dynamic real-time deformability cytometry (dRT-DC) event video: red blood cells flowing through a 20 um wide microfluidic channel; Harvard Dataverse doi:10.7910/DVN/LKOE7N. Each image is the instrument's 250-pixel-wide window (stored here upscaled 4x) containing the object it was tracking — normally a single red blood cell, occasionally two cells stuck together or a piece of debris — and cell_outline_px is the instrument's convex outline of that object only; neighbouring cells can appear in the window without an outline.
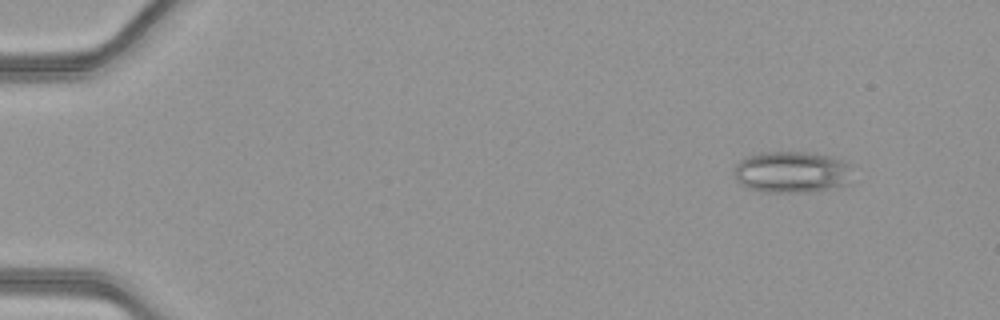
{"species": "common noctule bat (a hibernating species)", "species_latin": "Nyctalus noctula", "temperature_condition": "warm", "stored_images_in_passage": 51, "camera_frame_rate_fps": 3000, "um_per_image_px": 0.085, "animal": {"sex": "female", "body_mass_g": 21.9}, "frame": {"image": 1, "passage_image": 6, "time_ms": 1.667, "image_size_px": [1000, 320], "cell_outline_px": [[848, 184], [816, 192], [760, 192], [748, 188], [740, 184], [736, 180], [736, 164], [744, 156], [760, 152], [808, 152], [828, 156], [840, 160], [848, 164]], "centroid_in_image_um": [67.23, 14.63], "position_along_channel_um": 17.8, "area_um2": 28.55}}
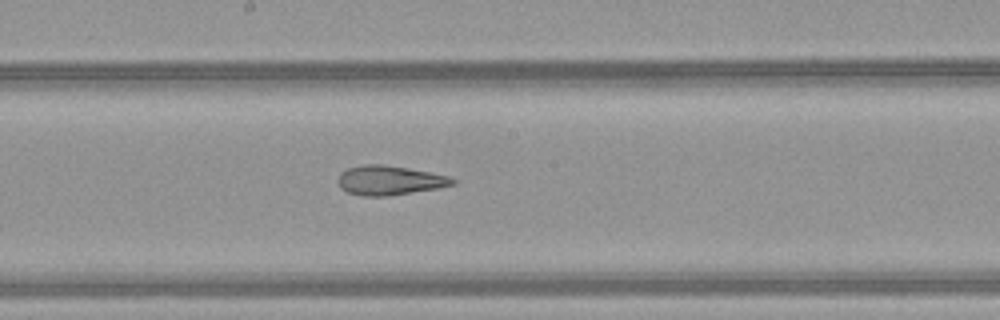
{"frame": {"image": 2, "passage_image": 29, "time_ms": 9.333, "image_size_px": [1000, 320], "cell_outline_px": [[460, 180], [456, 184], [440, 188], [388, 196], [364, 196], [348, 192], [340, 188], [336, 180], [340, 172], [348, 168], [364, 164], [384, 164], [408, 168], [448, 176]], "centroid_in_image_um": [33.12, 15.33], "position_along_channel_um": 215.1, "area_um2": 19.88}}
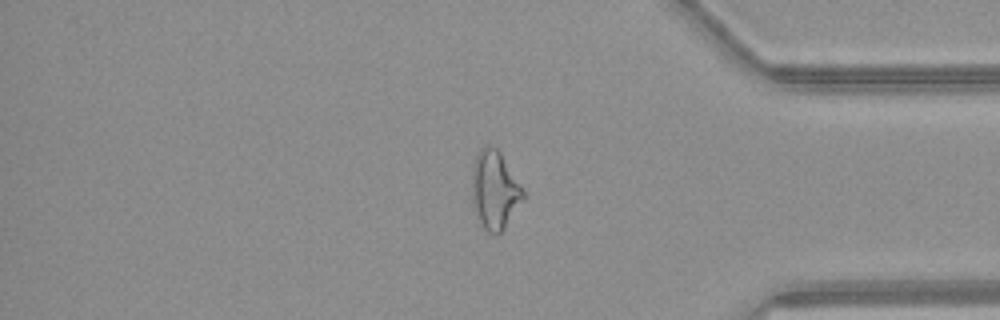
{"frame": {"image": 3, "passage_image": 43, "time_ms": 14.0, "image_size_px": [1000, 320], "cell_outline_px": [[524, 200], [504, 228], [496, 236], [488, 232], [484, 228], [472, 204], [472, 168], [476, 152], [484, 144], [492, 144], [500, 152], [524, 192]], "centroid_in_image_um": [42.02, 16.12], "position_along_channel_um": 393.2, "area_um2": 23.35}, "authors_computed_cell_mechanics": {"area_um2": 24.854, "velocity_mm_per_s": 4.2092, "shape_relaxation_time_tau1_ms": null, "shape_relaxation_time_tau2_ms": 2.1022, "deformation_change_tau1": null, "deformation_change_tau2": 0.1097}}